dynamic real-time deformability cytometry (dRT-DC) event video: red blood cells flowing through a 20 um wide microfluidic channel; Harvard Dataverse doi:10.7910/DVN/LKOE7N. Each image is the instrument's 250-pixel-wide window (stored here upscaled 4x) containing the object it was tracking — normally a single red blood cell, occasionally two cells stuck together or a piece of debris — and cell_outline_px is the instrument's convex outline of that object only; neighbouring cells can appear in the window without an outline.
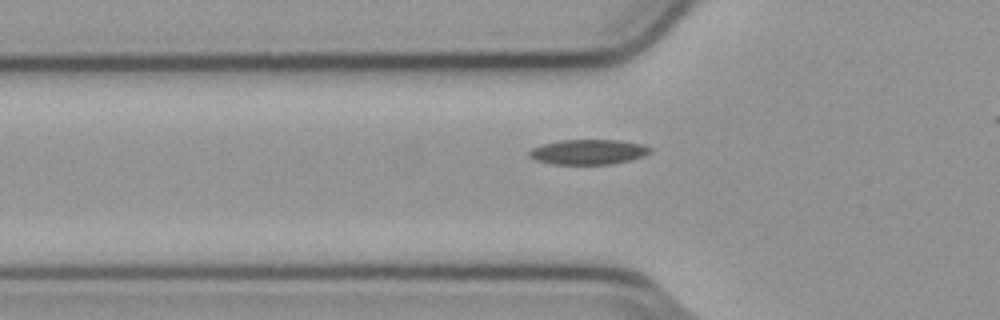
{"species": "common noctule bat (a hibernating species)", "species_latin": "Nyctalus noctula", "temperature_condition": "cold", "stored_images_in_passage": 36, "camera_frame_rate_fps": 3000, "um_per_image_px": 0.085, "animal": {"sex": "male", "body_mass_g": 23.1, "forearm_length_mm": 52.7}, "frame": {"image": 1, "passage_image": 8, "time_ms": 2.333, "image_size_px": [1000, 320], "cell_outline_px": [[652, 152], [644, 156], [612, 164], [552, 164], [536, 160], [528, 156], [528, 152], [532, 148], [544, 144], [560, 140], [620, 140], [644, 144], [652, 148]], "centroid_in_image_um": [50.03, 12.91], "position_along_channel_um": 75.8, "area_um2": 17.69}}
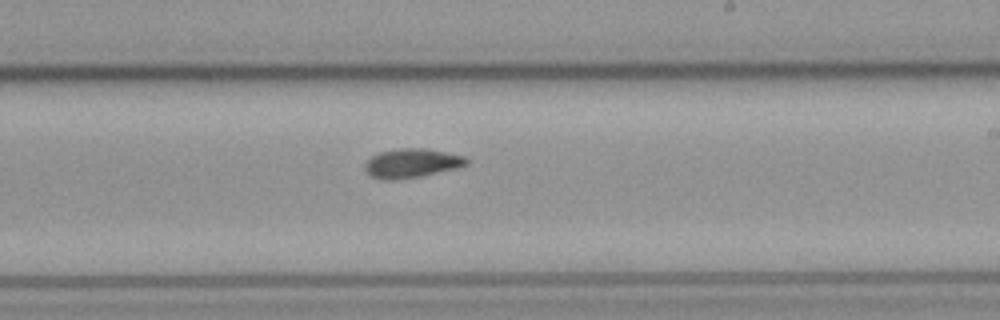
{"frame": {"image": 2, "passage_image": 22, "time_ms": 7.0, "image_size_px": [1000, 320], "cell_outline_px": [[468, 164], [456, 168], [420, 176], [392, 180], [384, 180], [372, 176], [364, 168], [364, 164], [372, 156], [380, 152], [400, 148], [428, 148], [464, 156], [468, 160]], "centroid_in_image_um": [35.0, 13.86], "position_along_channel_um": 254.0, "area_um2": 17.05}}
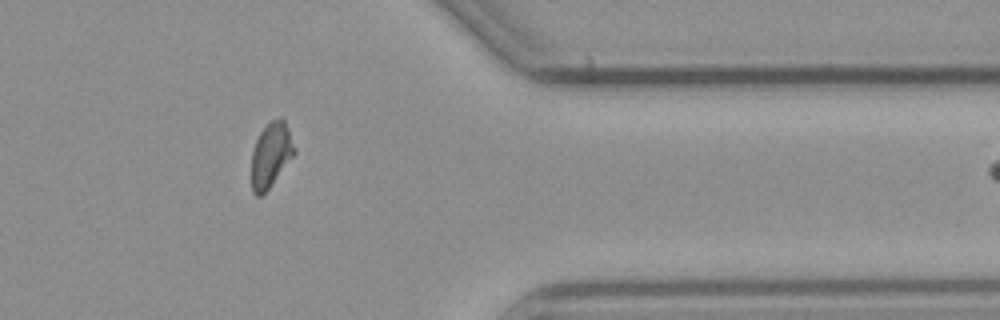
{"frame": {"image": 3, "passage_image": 34, "time_ms": 11.0, "image_size_px": [1000, 320], "cell_outline_px": [[296, 152], [268, 188], [260, 196], [256, 196], [252, 192], [252, 152], [256, 140], [260, 132], [272, 120], [280, 116], [284, 120], [288, 128]], "centroid_in_image_um": [23.02, 13.15], "position_along_channel_um": 388.4, "area_um2": 15.78}}